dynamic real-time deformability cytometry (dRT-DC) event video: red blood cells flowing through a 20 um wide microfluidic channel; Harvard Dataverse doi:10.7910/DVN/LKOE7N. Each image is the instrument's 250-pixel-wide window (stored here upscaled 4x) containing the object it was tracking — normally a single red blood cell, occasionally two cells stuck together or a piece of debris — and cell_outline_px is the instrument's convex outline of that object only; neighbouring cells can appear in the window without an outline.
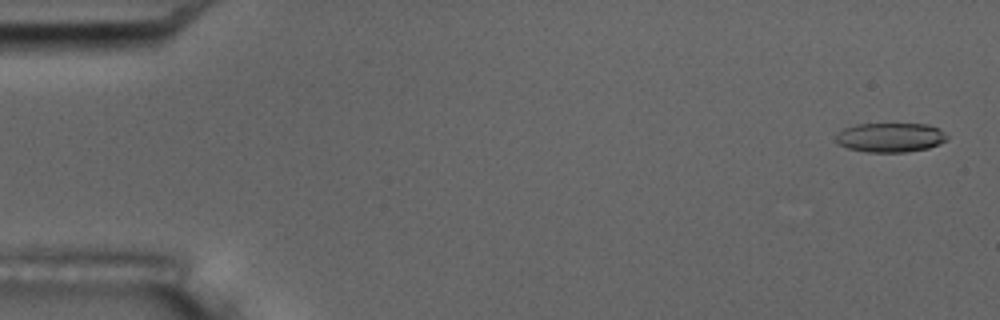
{"species": "common noctule bat (a hibernating species)", "species_latin": "Nyctalus noctula", "temperature_condition": "room temperature", "stored_images_in_passage": 55, "camera_frame_rate_fps": 3000, "um_per_image_px": 0.085, "animal": {"sex": "male", "body_mass_g": 17.5, "forearm_length_mm": 52.3}, "frame": {"image": 1, "passage_image": 2, "time_ms": 0.333, "image_size_px": [1000, 320], "cell_outline_px": [[948, 140], [940, 144], [928, 148], [908, 152], [868, 152], [848, 148], [840, 144], [836, 140], [836, 136], [844, 128], [856, 124], [928, 124], [940, 128], [948, 136]], "centroid_in_image_um": [75.74, 11.68], "position_along_channel_um": 9.3, "area_um2": 19.07}}
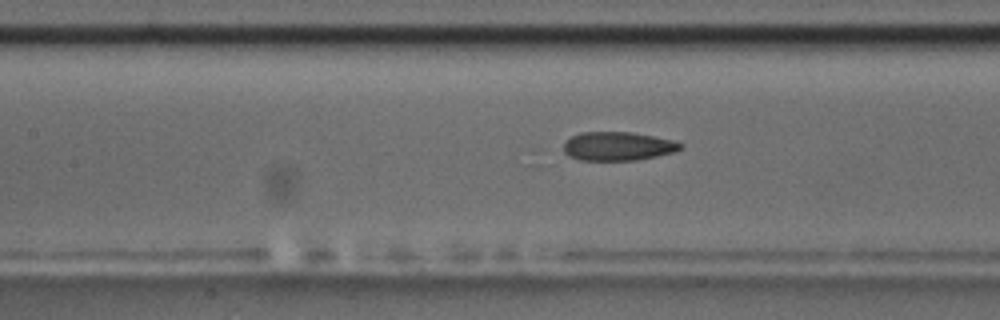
{"frame": {"image": 2, "passage_image": 25, "time_ms": 8.0, "image_size_px": [1000, 320], "cell_outline_px": [[684, 144], [676, 152], [636, 160], [580, 160], [568, 156], [564, 152], [564, 144], [572, 136], [580, 132], [632, 132], [672, 140]], "centroid_in_image_um": [52.52, 12.43], "position_along_channel_um": 154.9, "area_um2": 19.48}}
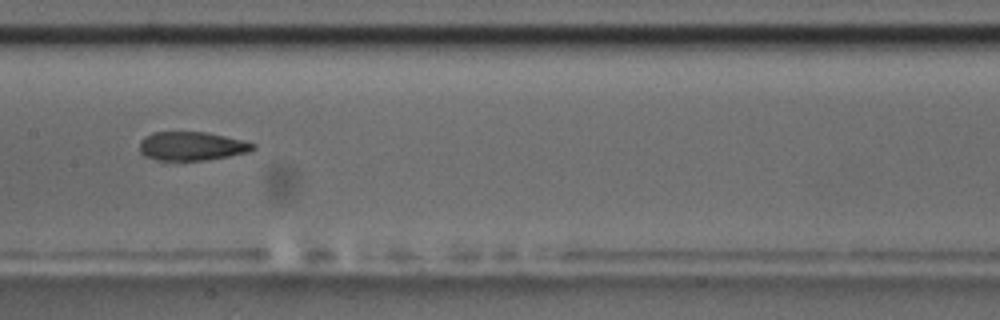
{"frame": {"image": 3, "passage_image": 28, "time_ms": 9.0, "image_size_px": [1000, 320], "cell_outline_px": [[256, 148], [248, 152], [208, 160], [164, 164], [144, 156], [140, 152], [140, 140], [144, 136], [152, 132], [204, 132], [244, 140], [256, 144]], "centroid_in_image_um": [16.22, 12.47], "position_along_channel_um": 191.2, "area_um2": 19.88}, "authors_computed_cell_mechanics": {"area_um2": 20.2878, "velocity_mm_per_s": 3.6546, "shape_relaxation_time_tau1_ms": 10.5895, "shape_relaxation_time_tau2_ms": 2.8408, "deformation_change_tau1": 0.2003, "deformation_change_tau2": 0.0999}}